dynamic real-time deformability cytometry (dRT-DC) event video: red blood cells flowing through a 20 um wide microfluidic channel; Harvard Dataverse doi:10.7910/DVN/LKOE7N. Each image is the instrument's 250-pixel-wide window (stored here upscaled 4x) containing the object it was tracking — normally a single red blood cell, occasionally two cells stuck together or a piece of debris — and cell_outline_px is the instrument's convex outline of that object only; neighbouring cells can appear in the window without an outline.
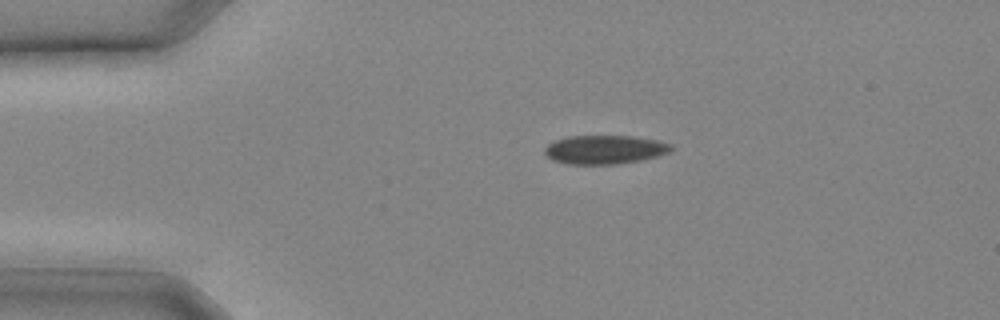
{"species": "common noctule bat (a hibernating species)", "species_latin": "Nyctalus noctula", "temperature_condition": "cold", "stored_images_in_passage": 15, "camera_frame_rate_fps": 3000, "um_per_image_px": 0.085, "animal": {"sex": "male", "body_mass_g": 20.4}, "frame": {"image": 1, "passage_image": 1, "time_ms": 0.0, "image_size_px": [1000, 320], "cell_outline_px": [[672, 148], [668, 152], [656, 156], [640, 160], [620, 164], [568, 164], [552, 160], [544, 152], [544, 148], [548, 144], [556, 140], [568, 136], [632, 136], [656, 140], [672, 144]], "centroid_in_image_um": [51.38, 12.72], "position_along_channel_um": 33.6, "area_um2": 21.1}}
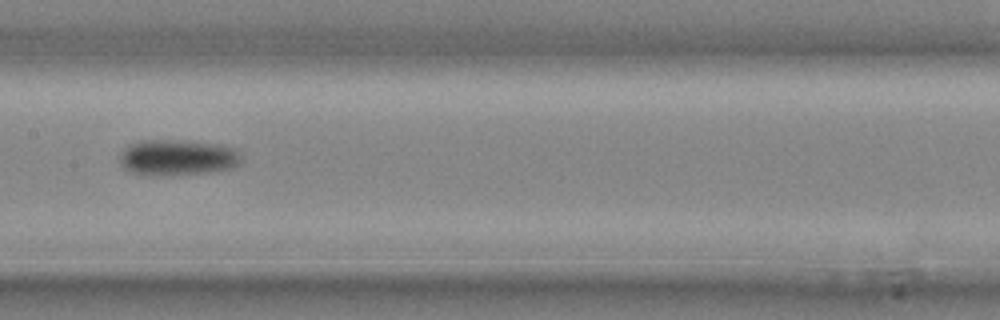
{"frame": {"image": 2, "passage_image": 9, "time_ms": 2.667, "image_size_px": [1000, 320], "cell_outline_px": [[240, 164], [232, 168], [212, 172], [168, 176], [156, 176], [132, 172], [124, 168], [120, 164], [120, 152], [128, 144], [140, 140], [188, 140], [220, 144], [236, 148], [240, 152]], "centroid_in_image_um": [15.1, 13.38], "position_along_channel_um": 192.3, "area_um2": 26.07}}
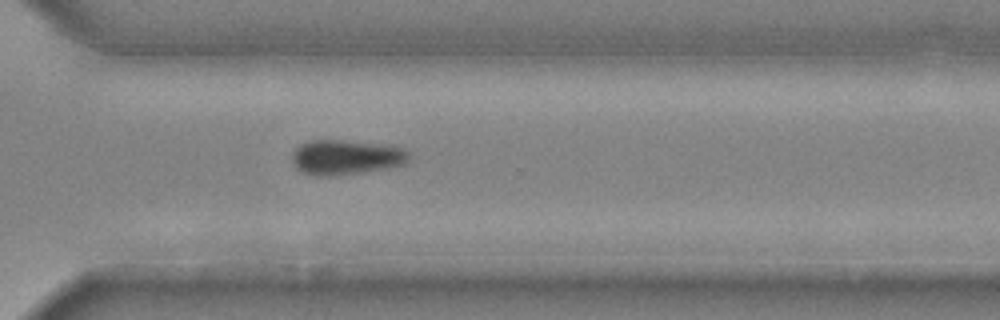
{"frame": {"image": 3, "passage_image": 15, "time_ms": 4.667, "image_size_px": [1000, 320], "cell_outline_px": [[412, 160], [408, 164], [392, 168], [336, 176], [312, 176], [300, 172], [292, 164], [292, 152], [300, 144], [312, 140], [340, 140], [404, 148], [412, 156]], "centroid_in_image_um": [29.43, 13.4], "position_along_channel_um": 341.2, "area_um2": 24.22}}